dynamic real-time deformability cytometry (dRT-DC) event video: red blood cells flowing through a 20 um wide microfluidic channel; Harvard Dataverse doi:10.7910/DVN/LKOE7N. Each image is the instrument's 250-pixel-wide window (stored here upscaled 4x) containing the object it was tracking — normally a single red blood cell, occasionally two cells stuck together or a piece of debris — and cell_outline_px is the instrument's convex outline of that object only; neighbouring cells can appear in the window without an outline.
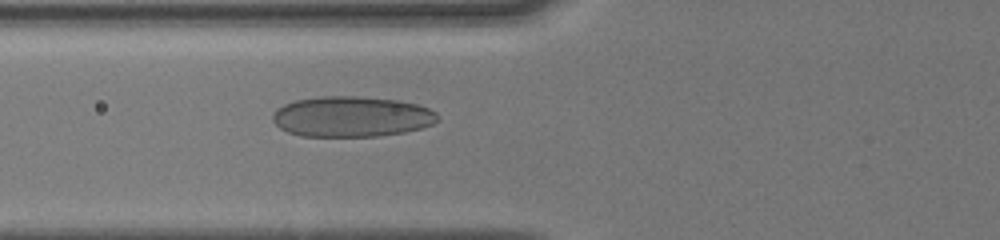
{"species": "human", "species_latin": "Homo sapiens", "temperature_condition": "cold", "stored_images_in_passage": 19, "camera_frame_rate_fps": 3000, "um_per_image_px": 0.085, "donor": {"sex": "male"}, "frame": {"image": 1, "passage_image": 10, "time_ms": 4.667, "image_size_px": [1000, 240], "cell_outline_px": [[440, 116], [432, 124], [420, 128], [404, 132], [376, 136], [300, 136], [288, 132], [280, 128], [272, 120], [272, 116], [276, 108], [284, 104], [296, 100], [320, 96], [356, 96], [400, 100], [416, 104], [428, 108], [436, 112]], "centroid_in_image_um": [29.87, 9.9], "position_along_channel_um": 95.9, "area_um2": 39.02}}
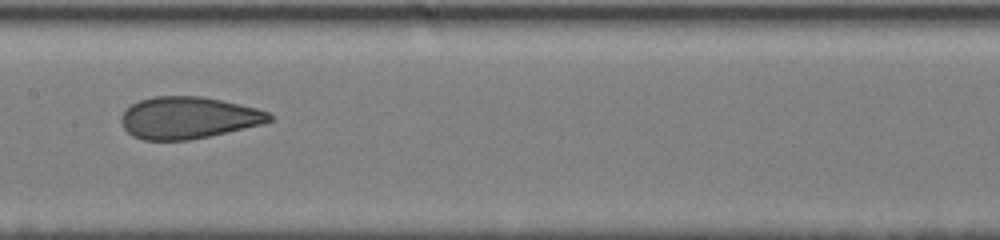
{"frame": {"image": 2, "passage_image": 16, "time_ms": 7.0, "image_size_px": [1000, 240], "cell_outline_px": [[272, 120], [260, 124], [244, 128], [208, 136], [188, 140], [144, 140], [132, 136], [124, 128], [120, 120], [120, 116], [132, 104], [140, 100], [152, 96], [204, 96], [240, 104], [256, 108], [268, 112], [272, 116]], "centroid_in_image_um": [15.97, 10.0], "position_along_channel_um": 191.4, "area_um2": 36.01}}
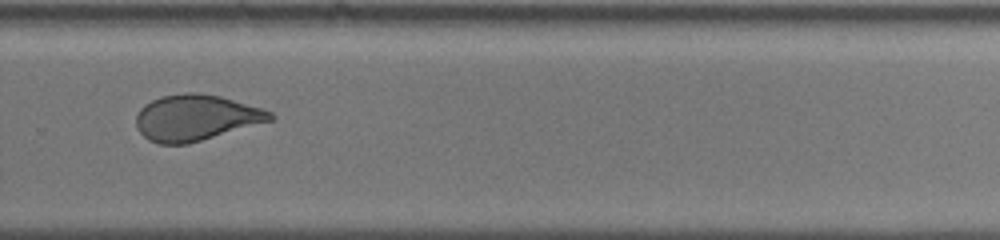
{"frame": {"image": 3, "passage_image": 19, "time_ms": 10.0, "image_size_px": [1000, 240], "cell_outline_px": [[276, 116], [272, 120], [188, 144], [160, 144], [148, 140], [136, 128], [136, 116], [140, 108], [144, 104], [160, 96], [188, 92], [196, 92], [220, 96], [264, 108], [272, 112]], "centroid_in_image_um": [16.64, 9.99], "position_along_channel_um": 313.2, "area_um2": 36.01}}